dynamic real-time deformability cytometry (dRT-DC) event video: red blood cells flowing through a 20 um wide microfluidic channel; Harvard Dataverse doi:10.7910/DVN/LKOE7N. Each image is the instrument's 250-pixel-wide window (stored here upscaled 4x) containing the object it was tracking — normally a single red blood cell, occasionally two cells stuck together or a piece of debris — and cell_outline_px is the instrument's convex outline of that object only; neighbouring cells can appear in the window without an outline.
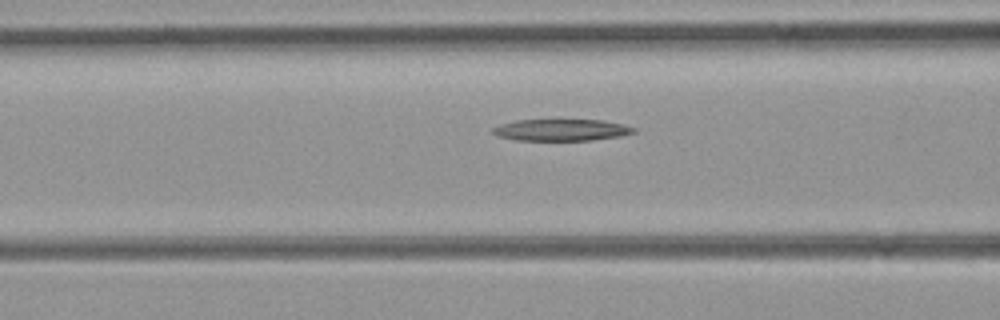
{"species": "common noctule bat (a hibernating species)", "species_latin": "Nyctalus noctula", "temperature_condition": "room temperature", "stored_images_in_passage": 23, "camera_frame_rate_fps": 3000, "um_per_image_px": 0.085, "animal": {"sex": "female", "body_mass_g": 21.9}, "frame": {"image": 1, "passage_image": 4, "time_ms": 1.0, "image_size_px": [1000, 320], "cell_outline_px": [[636, 132], [620, 136], [592, 140], [516, 140], [500, 136], [492, 132], [492, 128], [500, 124], [516, 120], [604, 120], [624, 124], [636, 128]], "centroid_in_image_um": [47.75, 11.04], "position_along_channel_um": 118.8, "area_um2": 17.74}}
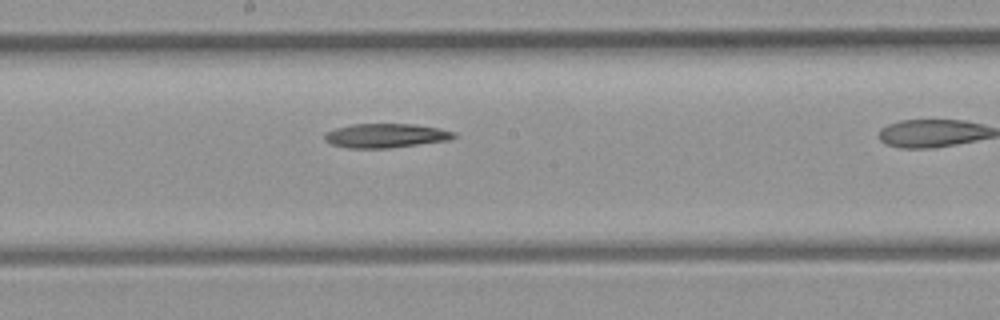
{"frame": {"image": 2, "passage_image": 11, "time_ms": 3.333, "image_size_px": [1000, 320], "cell_outline_px": [[456, 136], [448, 140], [388, 148], [348, 148], [332, 144], [324, 140], [324, 136], [328, 132], [336, 128], [352, 124], [412, 124], [440, 128], [456, 132]], "centroid_in_image_um": [32.8, 11.52], "position_along_channel_um": 215.4, "area_um2": 18.03}}
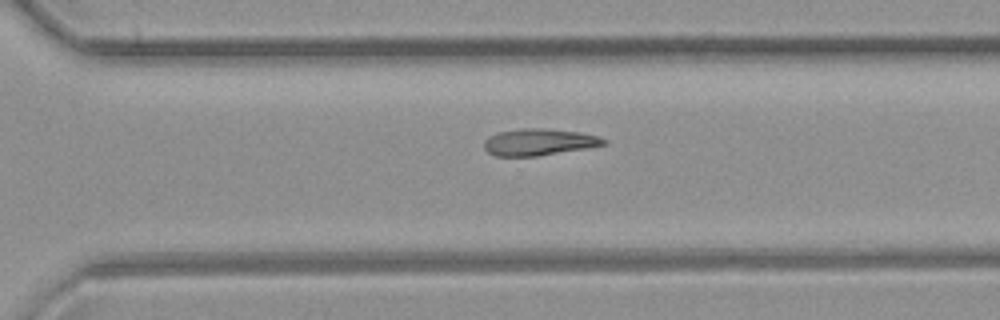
{"frame": {"image": 3, "passage_image": 19, "time_ms": 6.0, "image_size_px": [1000, 320], "cell_outline_px": [[608, 144], [588, 148], [536, 156], [496, 156], [488, 152], [484, 148], [484, 140], [488, 136], [500, 132], [524, 128], [544, 128], [580, 132], [596, 136], [608, 140]], "centroid_in_image_um": [45.82, 12.08], "position_along_channel_um": 324.8, "area_um2": 18.61}}